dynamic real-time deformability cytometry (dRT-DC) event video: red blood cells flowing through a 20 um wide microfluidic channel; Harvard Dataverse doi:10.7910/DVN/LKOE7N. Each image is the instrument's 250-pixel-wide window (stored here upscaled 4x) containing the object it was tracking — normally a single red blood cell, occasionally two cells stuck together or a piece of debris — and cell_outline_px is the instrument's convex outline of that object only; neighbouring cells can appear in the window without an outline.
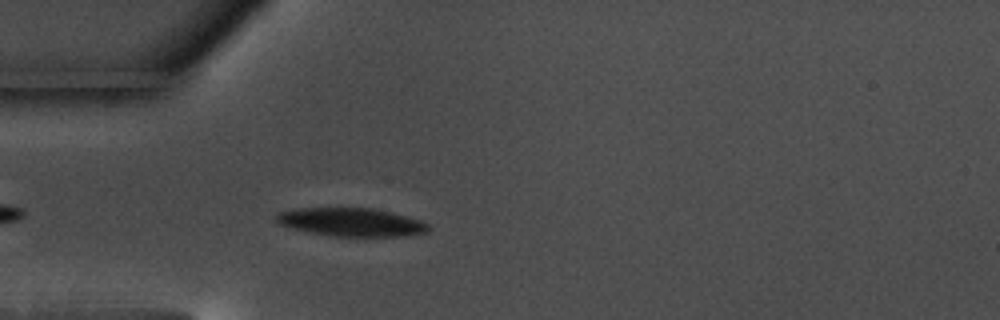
{"species": "common noctule bat (a hibernating species)", "species_latin": "Nyctalus noctula", "temperature_condition": "warm", "stored_images_in_passage": 45, "camera_frame_rate_fps": 3000, "um_per_image_px": 0.085, "animal": {"sex": "male", "body_mass_g": 17.5, "forearm_length_mm": 52.3}, "frame": {"image": 1, "passage_image": 4, "time_ms": 1.0, "image_size_px": [1000, 320], "cell_outline_px": [[432, 228], [428, 232], [404, 236], [332, 236], [312, 232], [280, 224], [276, 220], [276, 212], [296, 208], [372, 208], [392, 212], [408, 216], [420, 220], [428, 224]], "centroid_in_image_um": [29.91, 18.87], "position_along_channel_um": 55.1, "area_um2": 25.03}}
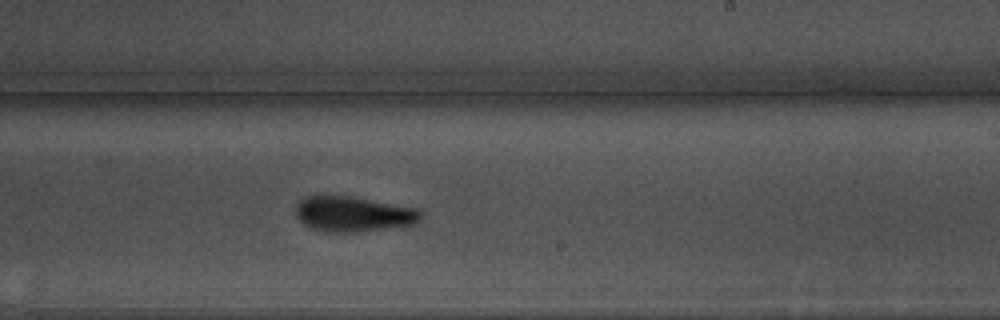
{"frame": {"image": 2, "passage_image": 22, "time_ms": 7.0, "image_size_px": [1000, 320], "cell_outline_px": [[424, 212], [420, 220], [416, 224], [356, 232], [328, 232], [308, 228], [296, 216], [296, 204], [300, 200], [308, 196], [348, 196], [420, 208]], "centroid_in_image_um": [30.06, 18.2], "position_along_channel_um": 258.9, "area_um2": 25.84}}
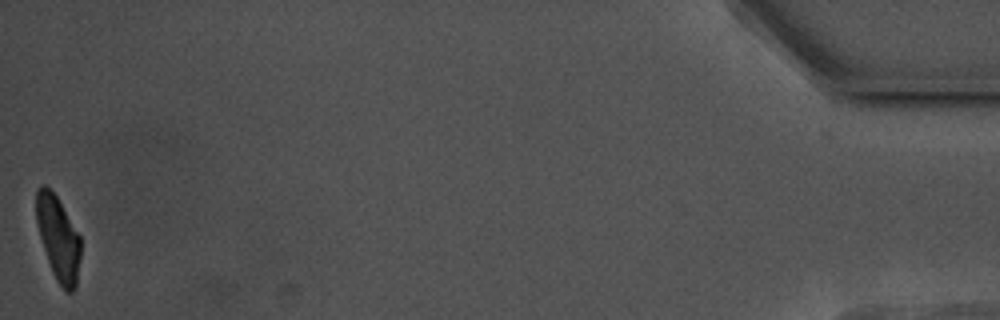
{"frame": {"image": 3, "passage_image": 45, "time_ms": 14.667, "image_size_px": [1000, 320], "cell_outline_px": [[80, 256], [76, 288], [72, 292], [64, 292], [56, 280], [52, 272], [36, 224], [36, 188], [44, 184], [56, 196], [80, 236]], "centroid_in_image_um": [4.94, 20.28], "position_along_channel_um": 430.3, "area_um2": 21.62}, "authors_computed_cell_mechanics": {"area_um2": 25.3742, "velocity_mm_per_s": 3.5032, "shape_relaxation_time_tau1_ms": 3.4289, "shape_relaxation_time_tau2_ms": 4.1849, "deformation_change_tau1": 0.1339, "deformation_change_tau2": 0.1234}}